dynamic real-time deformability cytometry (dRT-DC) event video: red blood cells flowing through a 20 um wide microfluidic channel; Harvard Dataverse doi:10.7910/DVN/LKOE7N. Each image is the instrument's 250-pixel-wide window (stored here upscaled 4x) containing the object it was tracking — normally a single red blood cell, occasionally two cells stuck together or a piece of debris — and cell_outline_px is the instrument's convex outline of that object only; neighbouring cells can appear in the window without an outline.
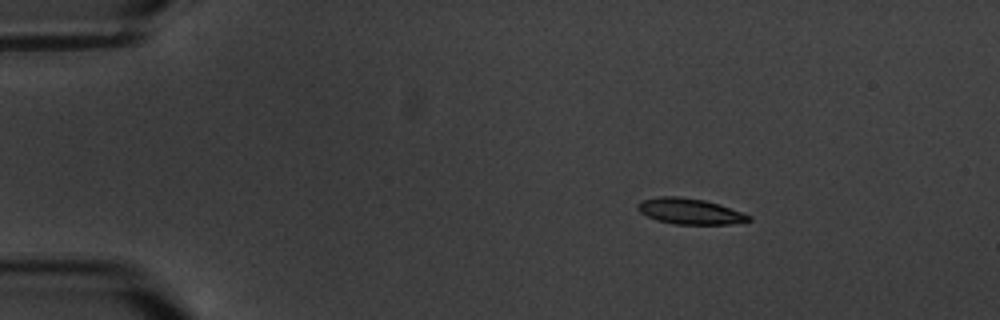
{"species": "common noctule bat (a hibernating species)", "species_latin": "Nyctalus noctula", "temperature_condition": "warm", "stored_images_in_passage": 5, "camera_frame_rate_fps": 3000, "um_per_image_px": 0.085, "animal": {"sex": "male", "body_mass_g": 20.1, "forearm_length_mm": 53.5}, "frame": {"image": 1, "passage_image": 1, "time_ms": 0.0, "image_size_px": [1000, 320], "cell_outline_px": [[752, 220], [728, 224], [676, 224], [656, 220], [640, 212], [636, 208], [636, 204], [640, 200], [660, 196], [676, 196], [704, 200], [720, 204], [744, 212], [752, 216]], "centroid_in_image_um": [58.64, 17.95], "position_along_channel_um": 26.4, "area_um2": 16.82}}
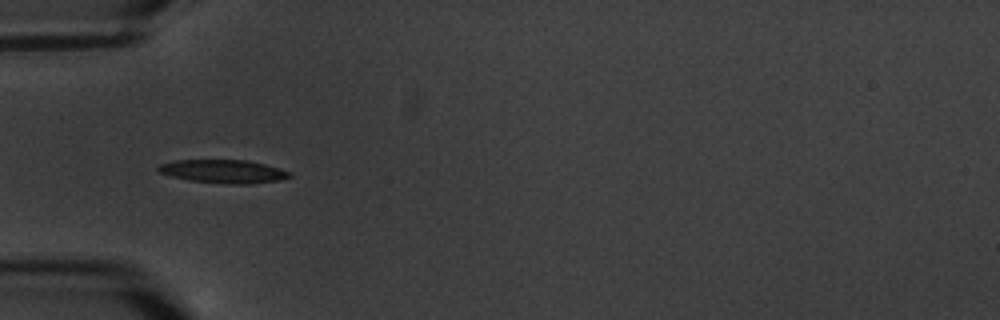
{"frame": {"image": 2, "passage_image": 4, "time_ms": 3.333, "image_size_px": [1000, 320], "cell_outline_px": [[292, 176], [280, 180], [252, 184], [228, 184], [188, 180], [172, 176], [160, 172], [156, 168], [160, 164], [176, 160], [248, 160], [280, 168], [292, 172]], "centroid_in_image_um": [19.04, 14.57], "position_along_channel_um": 66.0, "area_um2": 17.92}}